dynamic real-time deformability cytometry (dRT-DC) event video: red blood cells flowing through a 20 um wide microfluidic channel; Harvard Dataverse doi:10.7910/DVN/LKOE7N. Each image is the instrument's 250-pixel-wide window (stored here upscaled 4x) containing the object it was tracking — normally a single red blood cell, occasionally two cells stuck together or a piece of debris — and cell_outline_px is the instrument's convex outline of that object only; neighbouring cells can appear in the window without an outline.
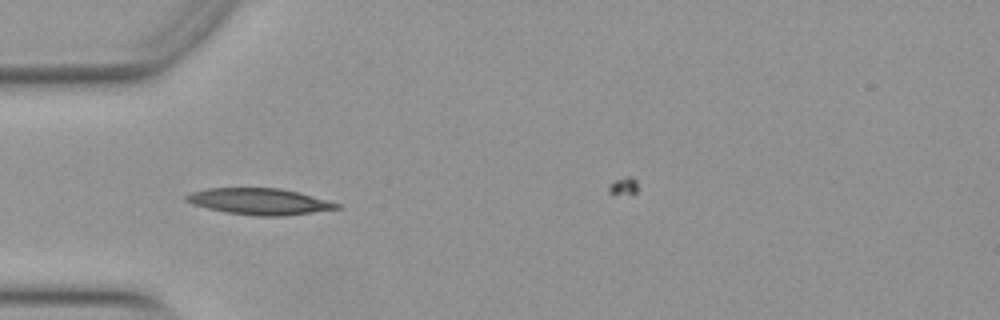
{"species": "Egyptian fruit bat (a non-hibernating species)", "species_latin": "Rousettus aegyptiacus", "temperature_condition": "warm", "stored_images_in_passage": 7, "camera_frame_rate_fps": 3000, "um_per_image_px": 0.085, "animal": {"sex": "female"}, "frame": {"image": 1, "passage_image": 2, "time_ms": 0.333, "image_size_px": [1000, 320], "cell_outline_px": [[340, 208], [284, 216], [256, 216], [224, 212], [192, 204], [184, 200], [184, 196], [192, 192], [208, 188], [280, 188], [300, 192], [340, 204]], "centroid_in_image_um": [22.03, 17.12], "position_along_channel_um": 63.0, "area_um2": 23.06}}